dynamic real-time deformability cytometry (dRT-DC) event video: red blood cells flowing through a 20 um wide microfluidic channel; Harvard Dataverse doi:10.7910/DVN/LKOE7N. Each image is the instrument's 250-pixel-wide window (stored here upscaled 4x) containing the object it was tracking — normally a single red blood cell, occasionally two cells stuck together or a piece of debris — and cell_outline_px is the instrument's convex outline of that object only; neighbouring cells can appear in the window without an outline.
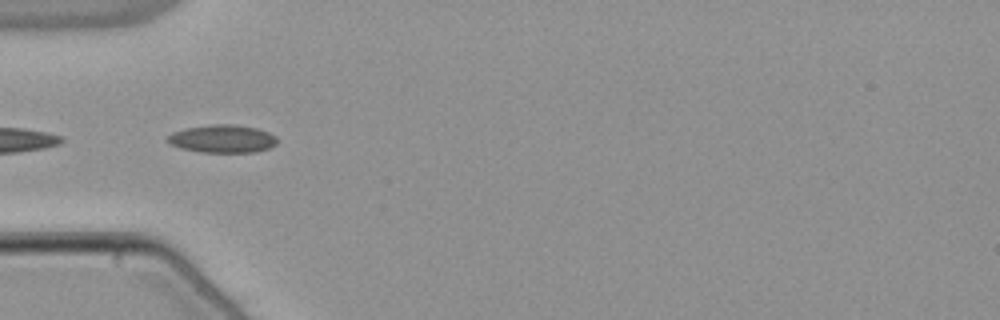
{"species": "common noctule bat (a hibernating species)", "species_latin": "Nyctalus noctula", "temperature_condition": "warm", "stored_images_in_passage": 21, "segment_of_instrument_passage": [2, 2], "camera_frame_rate_fps": 3000, "um_per_image_px": 0.085, "animal": {"sex": "male", "body_mass_g": 21.5, "forearm_length_mm": 52.0}, "frame": {"image": 1, "passage_image": 18, "time_ms": 5.667, "image_size_px": [1000, 320], "cell_outline_px": [[276, 144], [268, 148], [256, 152], [200, 152], [180, 148], [164, 140], [172, 132], [184, 128], [212, 124], [236, 124], [256, 128], [268, 132], [276, 136]], "centroid_in_image_um": [18.88, 11.79], "position_along_channel_um": 66.1, "area_um2": 17.92}}